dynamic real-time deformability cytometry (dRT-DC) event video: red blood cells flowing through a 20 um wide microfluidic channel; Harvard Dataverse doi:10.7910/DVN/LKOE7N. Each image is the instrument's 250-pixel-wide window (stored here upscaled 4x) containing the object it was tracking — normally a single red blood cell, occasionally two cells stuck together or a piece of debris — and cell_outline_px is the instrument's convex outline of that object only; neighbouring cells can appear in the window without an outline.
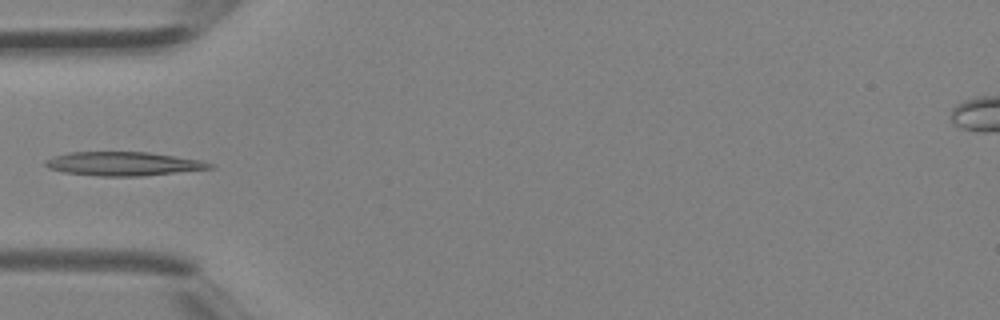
{"species": "Egyptian fruit bat (a non-hibernating species)", "species_latin": "Rousettus aegyptiacus", "temperature_condition": "room temperature", "stored_images_in_passage": 4, "camera_frame_rate_fps": 3000, "um_per_image_px": 0.085, "animal": {"sex": "female"}, "frame": {"image": 1, "passage_image": 4, "time_ms": 1.0, "image_size_px": [1000, 320], "cell_outline_px": [[216, 168], [140, 176], [100, 176], [64, 172], [48, 168], [44, 164], [44, 160], [52, 156], [68, 152], [148, 152], [204, 160], [216, 164]], "centroid_in_image_um": [10.52, 13.91], "position_along_channel_um": 74.5, "area_um2": 23.06}}